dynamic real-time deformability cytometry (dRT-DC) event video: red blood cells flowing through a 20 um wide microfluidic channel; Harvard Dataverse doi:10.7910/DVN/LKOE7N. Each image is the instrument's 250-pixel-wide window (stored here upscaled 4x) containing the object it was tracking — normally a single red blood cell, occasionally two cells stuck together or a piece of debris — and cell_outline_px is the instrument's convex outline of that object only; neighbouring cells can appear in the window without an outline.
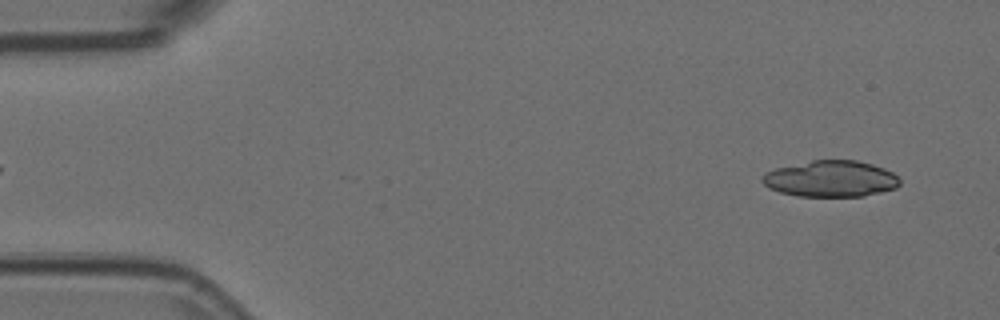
{"species": "Egyptian fruit bat (a non-hibernating species)", "species_latin": "Rousettus aegyptiacus", "temperature_condition": "room temperature", "stored_images_in_passage": 53, "camera_frame_rate_fps": 3000, "um_per_image_px": 0.085, "animal": {"sex": "female"}, "frame": {"image": 1, "passage_image": 3, "time_ms": 0.667, "image_size_px": [1000, 320], "cell_outline_px": [[900, 184], [896, 188], [864, 196], [796, 196], [780, 192], [768, 188], [760, 180], [760, 176], [776, 168], [812, 160], [856, 160], [872, 164], [884, 168], [892, 172], [900, 180]], "centroid_in_image_um": [70.6, 15.2], "position_along_channel_um": 14.4, "area_um2": 29.07}}
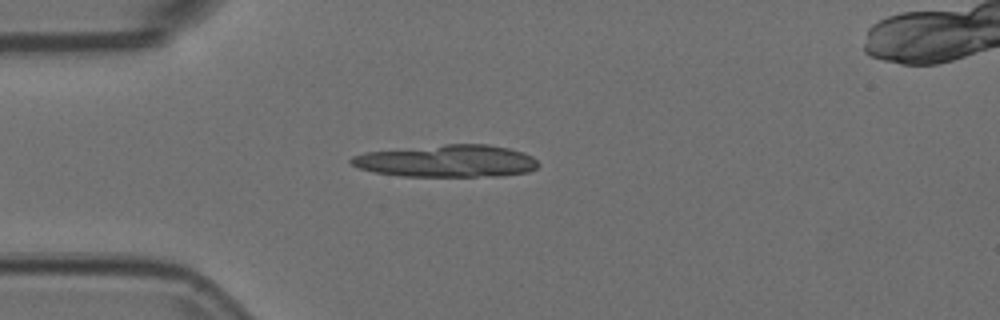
{"frame": {"image": 2, "passage_image": 13, "time_ms": 4.0, "image_size_px": [1000, 320], "cell_outline_px": [[540, 164], [536, 168], [528, 172], [504, 176], [400, 176], [376, 172], [360, 168], [352, 164], [348, 160], [352, 156], [364, 152], [444, 144], [488, 144], [508, 148], [524, 152], [532, 156]], "centroid_in_image_um": [38.01, 13.68], "position_along_channel_um": 47.0, "area_um2": 35.32}}